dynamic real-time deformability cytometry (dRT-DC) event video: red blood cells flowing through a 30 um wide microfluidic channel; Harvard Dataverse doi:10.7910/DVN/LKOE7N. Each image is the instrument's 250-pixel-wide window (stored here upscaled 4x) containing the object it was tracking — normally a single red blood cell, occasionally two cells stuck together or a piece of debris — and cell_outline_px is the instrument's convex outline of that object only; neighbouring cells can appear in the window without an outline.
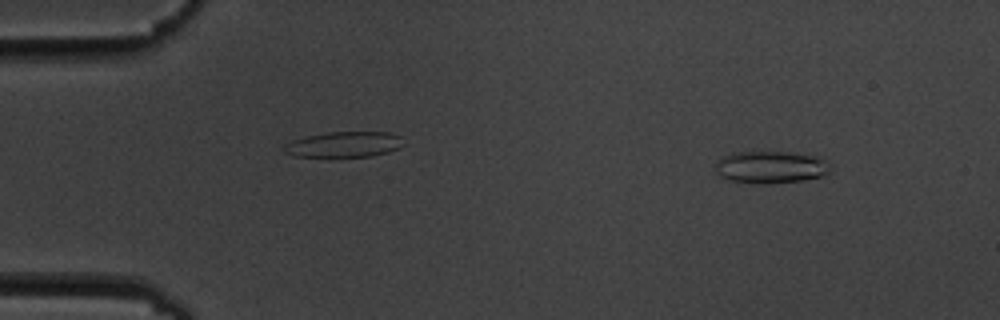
{"species": "common noctule bat (a hibernating species)", "species_latin": "Nyctalus noctula", "temperature_condition": "cold", "stored_images_in_passage": 3, "camera_frame_rate_fps": 3000, "um_per_image_px": 0.085, "animal": {"sex": "male", "body_mass_g": 19.5, "forearm_length_mm": 54.6}, "frame": {"image": 1, "passage_image": 1, "time_ms": 0.0, "image_size_px": [1000, 320], "cell_outline_px": [[832, 164], [828, 172], [824, 176], [804, 180], [768, 184], [756, 184], [732, 180], [720, 176], [716, 172], [716, 164], [720, 156], [736, 152], [792, 152], [824, 156]], "centroid_in_image_um": [65.59, 14.19], "position_along_channel_um": 19.4, "area_um2": 22.14}}